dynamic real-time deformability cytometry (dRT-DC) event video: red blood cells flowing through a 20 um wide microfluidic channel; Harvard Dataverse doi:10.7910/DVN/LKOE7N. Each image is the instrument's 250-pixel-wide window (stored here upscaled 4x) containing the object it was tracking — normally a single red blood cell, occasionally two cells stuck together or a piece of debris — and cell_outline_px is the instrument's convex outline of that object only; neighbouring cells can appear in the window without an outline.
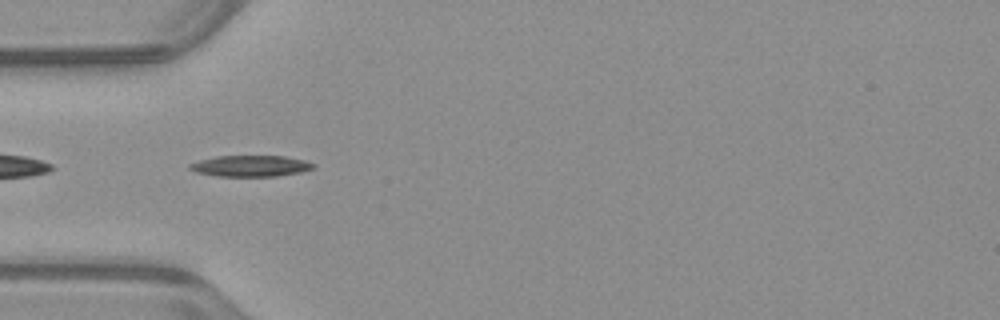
{"species": "common noctule bat (a hibernating species)", "species_latin": "Nyctalus noctula", "temperature_condition": "warm", "stored_images_in_passage": 38, "camera_frame_rate_fps": 3000, "um_per_image_px": 0.085, "animal": {"sex": "male", "body_mass_g": 23.1, "forearm_length_mm": 52.7}, "frame": {"image": 1, "passage_image": 2, "time_ms": 0.333, "image_size_px": [1000, 320], "cell_outline_px": [[316, 164], [312, 168], [300, 172], [276, 176], [216, 176], [196, 172], [188, 168], [188, 164], [200, 160], [216, 156], [284, 156], [304, 160]], "centroid_in_image_um": [21.27, 14.1], "position_along_channel_um": 63.7, "area_um2": 15.14}}
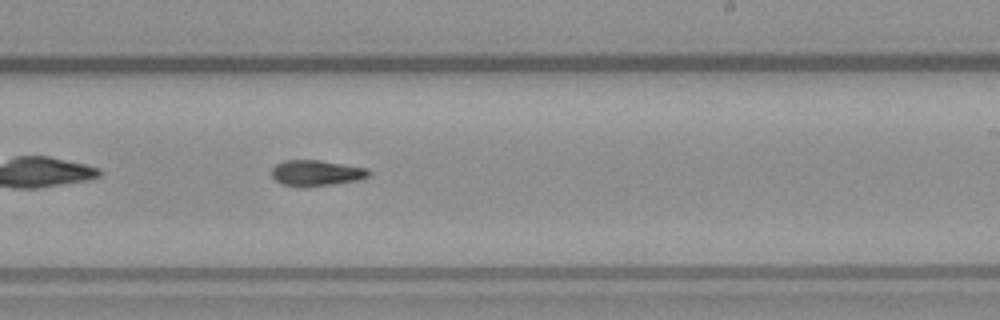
{"frame": {"image": 2, "passage_image": 17, "time_ms": 5.333, "image_size_px": [1000, 320], "cell_outline_px": [[372, 172], [368, 176], [356, 180], [308, 188], [300, 188], [280, 184], [272, 176], [272, 168], [276, 164], [284, 160], [316, 160], [368, 168]], "centroid_in_image_um": [26.84, 14.72], "position_along_channel_um": 262.2, "area_um2": 14.74}}
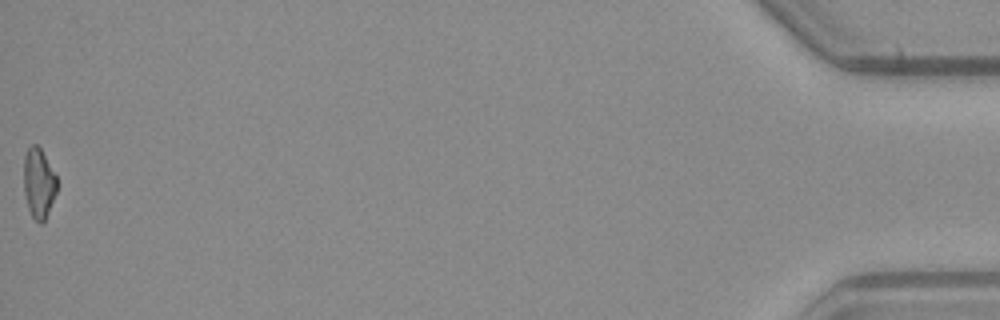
{"frame": {"image": 3, "passage_image": 38, "time_ms": 12.333, "image_size_px": [1000, 320], "cell_outline_px": [[56, 192], [48, 212], [44, 220], [40, 224], [32, 216], [28, 208], [24, 192], [24, 156], [28, 148], [32, 144], [36, 144], [40, 148], [56, 176]], "centroid_in_image_um": [3.27, 15.56], "position_along_channel_um": 431.9, "area_um2": 13.24}, "authors_computed_cell_mechanics": {"area_um2": 14.5078, "velocity_mm_per_s": 3.9666, "shape_relaxation_time_tau1_ms": null, "shape_relaxation_time_tau2_ms": 6.7576, "deformation_change_tau1": null, "deformation_change_tau2": 0.1599}}